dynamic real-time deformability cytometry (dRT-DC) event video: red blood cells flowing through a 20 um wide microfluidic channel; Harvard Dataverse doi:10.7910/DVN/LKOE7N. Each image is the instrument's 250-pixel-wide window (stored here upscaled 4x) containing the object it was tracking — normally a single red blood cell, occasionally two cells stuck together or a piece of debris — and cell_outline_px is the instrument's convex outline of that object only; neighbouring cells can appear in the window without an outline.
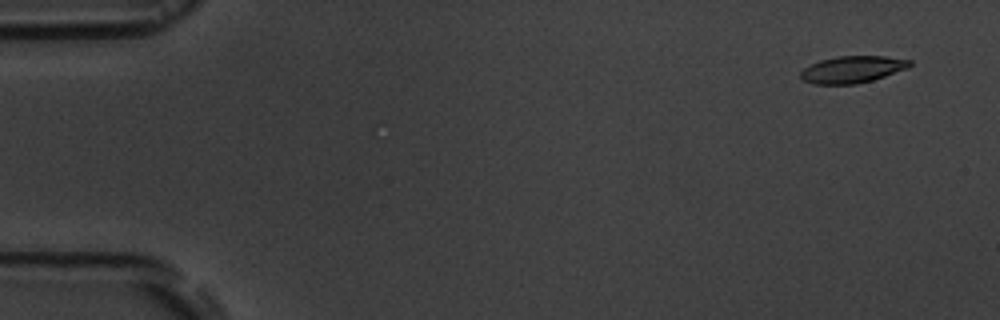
{"species": "common noctule bat (a hibernating species)", "species_latin": "Nyctalus noctula", "temperature_condition": "room temperature", "stored_images_in_passage": 5, "camera_frame_rate_fps": 3000, "um_per_image_px": 0.085, "animal": {"sex": "male", "body_mass_g": 19.5, "forearm_length_mm": 54.6}, "frame": {"image": 1, "passage_image": 1, "time_ms": 0.0, "image_size_px": [1000, 320], "cell_outline_px": [[912, 64], [908, 68], [872, 80], [856, 84], [812, 84], [800, 80], [800, 72], [804, 68], [820, 60], [836, 56], [884, 56], [912, 60]], "centroid_in_image_um": [72.43, 5.9], "position_along_channel_um": 12.6, "area_um2": 17.17}}
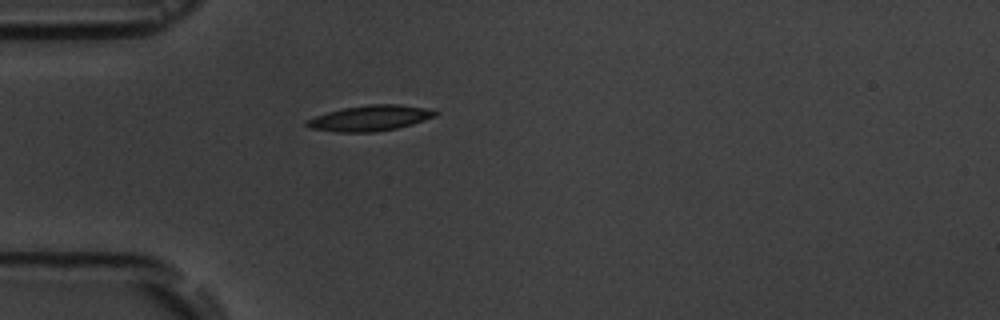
{"frame": {"image": 2, "passage_image": 5, "time_ms": 4.333, "image_size_px": [1000, 320], "cell_outline_px": [[440, 112], [436, 116], [412, 124], [396, 128], [372, 132], [336, 132], [312, 128], [304, 124], [304, 120], [328, 112], [344, 108], [368, 104], [396, 104], [424, 108]], "centroid_in_image_um": [31.44, 10.04], "position_along_channel_um": 53.6, "area_um2": 18.96}}